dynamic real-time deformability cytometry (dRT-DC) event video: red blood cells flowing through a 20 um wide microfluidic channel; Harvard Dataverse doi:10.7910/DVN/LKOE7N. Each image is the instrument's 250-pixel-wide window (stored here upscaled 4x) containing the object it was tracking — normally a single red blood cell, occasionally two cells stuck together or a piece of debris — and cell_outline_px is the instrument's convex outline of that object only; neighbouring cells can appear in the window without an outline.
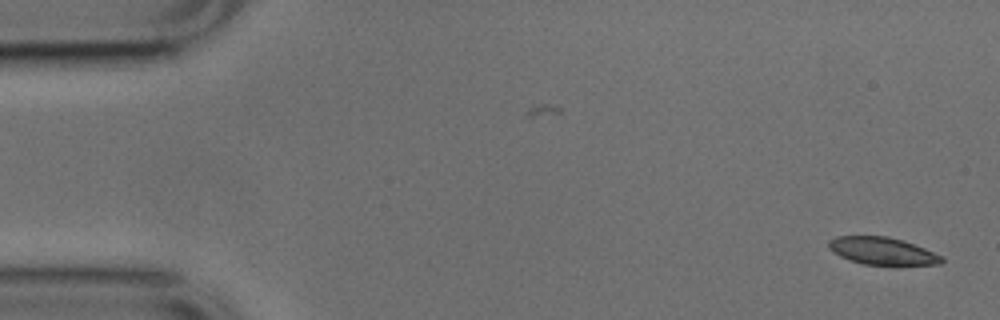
{"species": "common noctule bat (a hibernating species)", "species_latin": "Nyctalus noctula", "temperature_condition": "cold", "stored_images_in_passage": 12, "camera_frame_rate_fps": 3000, "um_per_image_px": 0.085, "animal": {"sex": "male", "body_mass_g": 17.9, "forearm_length_mm": 54.2}, "frame": {"image": 1, "passage_image": 1, "time_ms": 0.0, "image_size_px": [1000, 320], "cell_outline_px": [[944, 260], [940, 264], [896, 268], [864, 264], [840, 256], [832, 252], [828, 248], [828, 240], [836, 236], [888, 236], [904, 240], [944, 256]], "centroid_in_image_um": [75.07, 21.38], "position_along_channel_um": 9.9, "area_um2": 19.02}}